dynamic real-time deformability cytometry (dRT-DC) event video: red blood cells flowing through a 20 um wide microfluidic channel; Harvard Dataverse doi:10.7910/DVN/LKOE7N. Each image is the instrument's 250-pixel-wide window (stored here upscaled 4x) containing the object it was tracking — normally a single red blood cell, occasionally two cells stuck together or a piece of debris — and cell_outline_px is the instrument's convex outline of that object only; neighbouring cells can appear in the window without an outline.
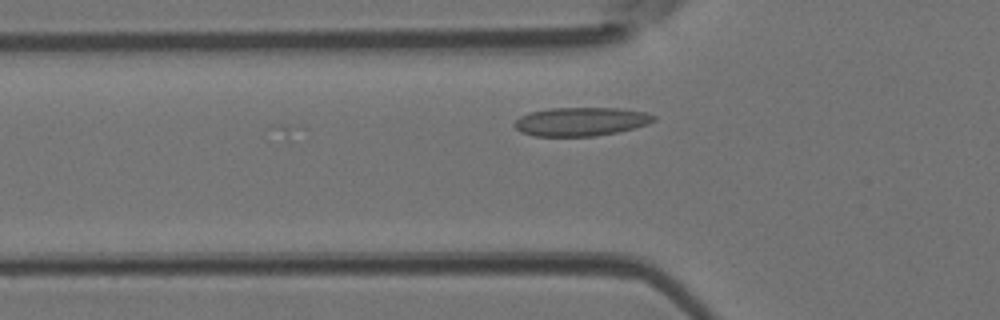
{"species": "Egyptian fruit bat (a non-hibernating species)", "species_latin": "Rousettus aegyptiacus", "temperature_condition": "room temperature", "stored_images_in_passage": 40, "camera_frame_rate_fps": 3000, "um_per_image_px": 0.085, "animal": {"sex": "female"}, "frame": {"image": 1, "passage_image": 8, "time_ms": 2.333, "image_size_px": [1000, 320], "cell_outline_px": [[656, 120], [648, 124], [616, 132], [596, 136], [536, 136], [520, 132], [512, 124], [520, 116], [528, 112], [552, 108], [616, 108], [648, 112], [656, 116]], "centroid_in_image_um": [49.37, 10.33], "position_along_channel_um": 76.4, "area_um2": 23.29}}
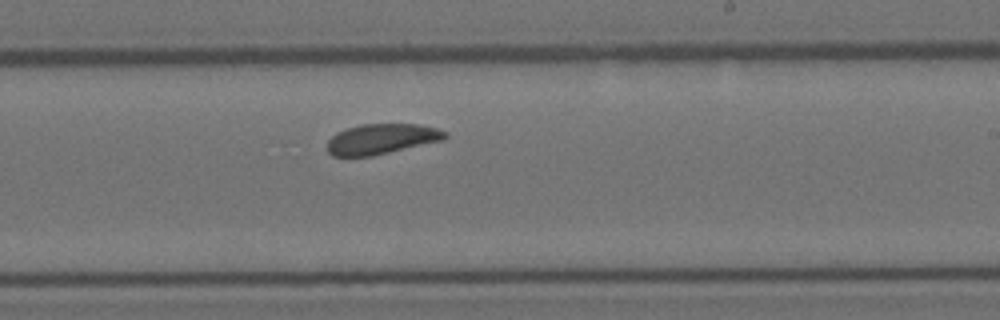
{"frame": {"image": 2, "passage_image": 21, "time_ms": 6.667, "image_size_px": [1000, 320], "cell_outline_px": [[448, 136], [444, 140], [372, 156], [332, 156], [328, 152], [328, 140], [336, 132], [344, 128], [360, 124], [420, 124], [436, 128], [448, 132]], "centroid_in_image_um": [32.44, 11.8], "position_along_channel_um": 256.6, "area_um2": 20.98}}
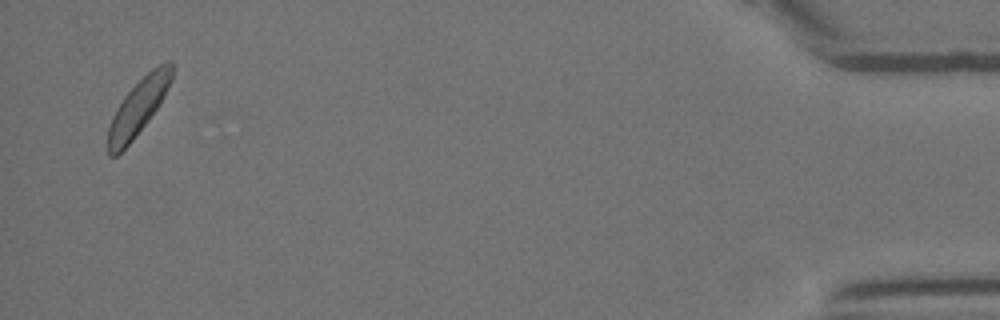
{"frame": {"image": 3, "passage_image": 39, "time_ms": 12.667, "image_size_px": [1000, 320], "cell_outline_px": [[176, 64], [172, 80], [160, 104], [148, 120], [132, 140], [116, 156], [108, 156], [108, 128], [112, 116], [116, 108], [124, 96], [152, 68], [168, 60], [172, 60]], "centroid_in_image_um": [11.79, 9.05], "position_along_channel_um": 423.4, "area_um2": 20.75}, "authors_computed_cell_mechanics": {"area_um2": 21.386, "velocity_mm_per_s": 4.1499, "shape_relaxation_time_tau1_ms": 3.2939, "shape_relaxation_time_tau2_ms": 1.7457, "deformation_change_tau1": 0.0853, "deformation_change_tau2": 0.0578}}